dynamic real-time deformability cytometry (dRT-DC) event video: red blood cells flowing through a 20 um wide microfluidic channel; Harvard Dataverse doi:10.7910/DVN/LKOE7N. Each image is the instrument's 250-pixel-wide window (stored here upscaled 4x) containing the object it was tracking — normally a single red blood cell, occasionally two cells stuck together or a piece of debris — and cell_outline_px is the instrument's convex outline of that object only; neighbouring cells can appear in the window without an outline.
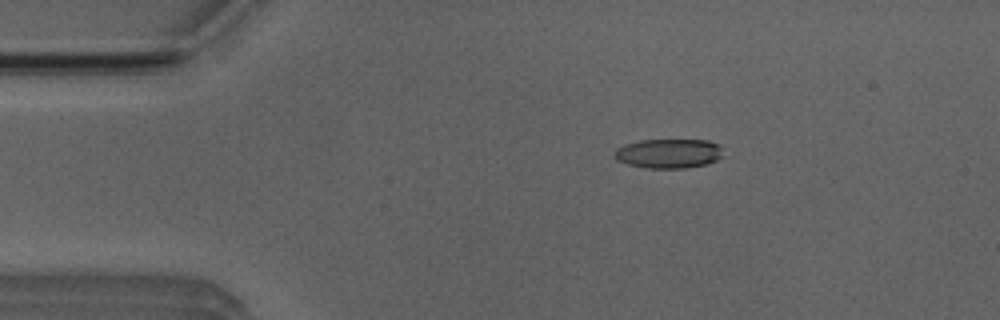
{"species": "Egyptian fruit bat (a non-hibernating species)", "species_latin": "Rousettus aegyptiacus", "temperature_condition": "room temperature", "stored_images_in_passage": 19, "camera_frame_rate_fps": 3000, "um_per_image_px": 0.085, "animal": {"sex": "male"}, "frame": {"image": 1, "passage_image": 9, "time_ms": 2.667, "image_size_px": [1000, 320], "cell_outline_px": [[720, 156], [716, 160], [704, 164], [684, 168], [648, 168], [628, 164], [616, 160], [612, 152], [616, 148], [624, 144], [640, 140], [708, 140], [720, 144]], "centroid_in_image_um": [56.77, 13.03], "position_along_channel_um": 28.2, "area_um2": 18.55}}